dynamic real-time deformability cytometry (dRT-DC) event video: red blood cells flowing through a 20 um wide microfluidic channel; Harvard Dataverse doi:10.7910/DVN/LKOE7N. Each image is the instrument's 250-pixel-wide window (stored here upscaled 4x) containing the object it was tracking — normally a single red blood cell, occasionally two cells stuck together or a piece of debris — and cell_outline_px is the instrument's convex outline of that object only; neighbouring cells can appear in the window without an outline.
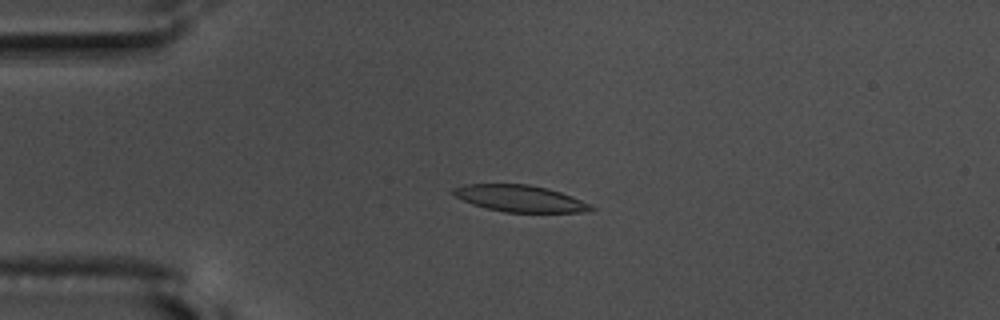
{"species": "common noctule bat (a hibernating species)", "species_latin": "Nyctalus noctula", "temperature_condition": "warm", "stored_images_in_passage": 50, "camera_frame_rate_fps": 3000, "um_per_image_px": 0.085, "animal": {"sex": "male", "body_mass_g": 17.5, "forearm_length_mm": 52.3}, "frame": {"image": 1, "passage_image": 8, "time_ms": 2.333, "image_size_px": [1000, 320], "cell_outline_px": [[596, 208], [584, 212], [504, 212], [472, 204], [456, 196], [452, 192], [452, 188], [464, 184], [528, 184], [548, 188], [572, 196], [592, 204]], "centroid_in_image_um": [44.22, 16.86], "position_along_channel_um": 40.8, "area_um2": 21.33}}
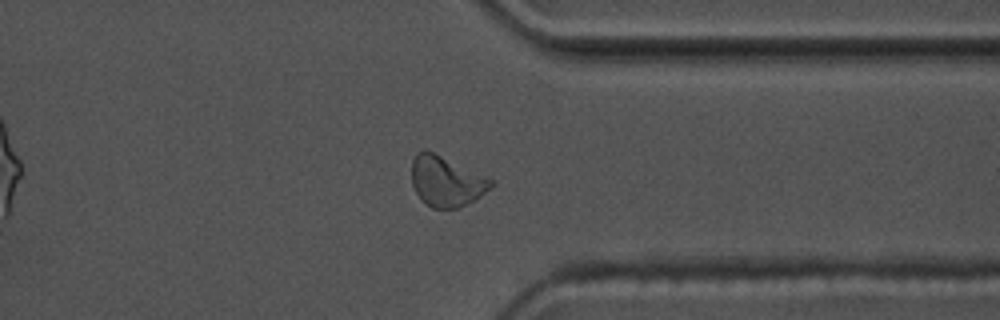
{"frame": {"image": 2, "passage_image": 38, "time_ms": 12.333, "image_size_px": [1000, 320], "cell_outline_px": [[492, 184], [484, 192], [460, 208], [432, 208], [416, 192], [412, 184], [412, 160], [424, 148], [484, 176], [492, 180]], "centroid_in_image_um": [37.88, 15.41], "position_along_channel_um": 373.5, "area_um2": 22.31}}
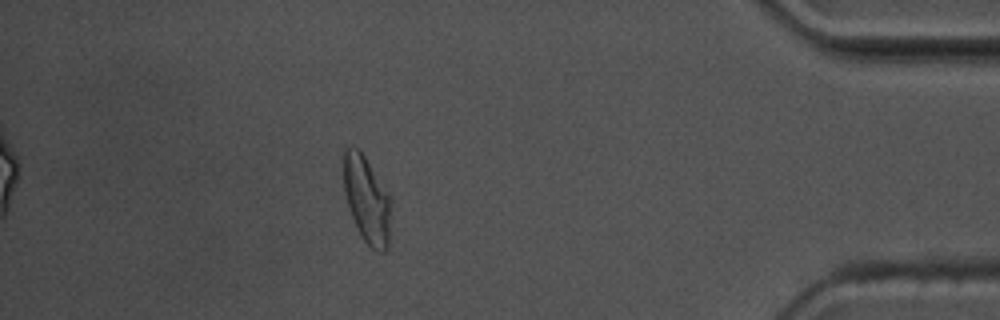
{"frame": {"image": 3, "passage_image": 44, "time_ms": 14.333, "image_size_px": [1000, 320], "cell_outline_px": [[388, 244], [384, 252], [380, 252], [372, 248], [364, 240], [356, 228], [344, 192], [340, 160], [340, 156], [344, 148], [352, 144], [364, 156], [388, 192]], "centroid_in_image_um": [31.07, 16.85], "position_along_channel_um": 404.1, "area_um2": 23.81}, "authors_computed_cell_mechanics": {"area_um2": 22.1952, "velocity_mm_per_s": 3.6395, "shape_relaxation_time_tau1_ms": 7.196, "shape_relaxation_time_tau2_ms": 3.6063, "deformation_change_tau1": 0.1936, "deformation_change_tau2": 0.0983}}